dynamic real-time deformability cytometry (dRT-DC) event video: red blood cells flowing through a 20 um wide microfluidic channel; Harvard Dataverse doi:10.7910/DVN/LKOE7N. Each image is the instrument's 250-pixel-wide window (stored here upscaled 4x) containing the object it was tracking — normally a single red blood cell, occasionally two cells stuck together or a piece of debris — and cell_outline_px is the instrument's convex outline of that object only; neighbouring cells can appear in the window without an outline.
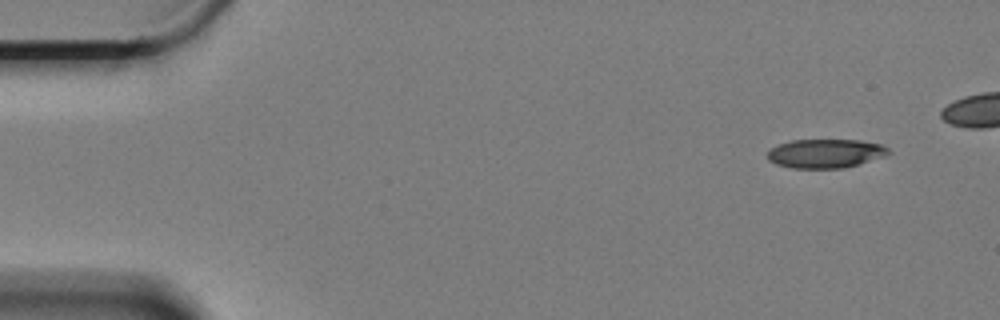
{"species": "Egyptian fruit bat (a non-hibernating species)", "species_latin": "Rousettus aegyptiacus", "temperature_condition": "cold", "stored_images_in_passage": 50, "camera_frame_rate_fps": 3000, "um_per_image_px": 0.085, "animal": {"sex": "female"}, "frame": {"image": 1, "passage_image": 1, "time_ms": 0.0, "image_size_px": [1000, 320], "cell_outline_px": [[892, 152], [888, 156], [844, 168], [792, 168], [776, 164], [768, 160], [768, 152], [772, 148], [780, 144], [792, 140], [860, 140], [884, 144]], "centroid_in_image_um": [70.24, 13.04], "position_along_channel_um": 14.8, "area_um2": 20.58}}
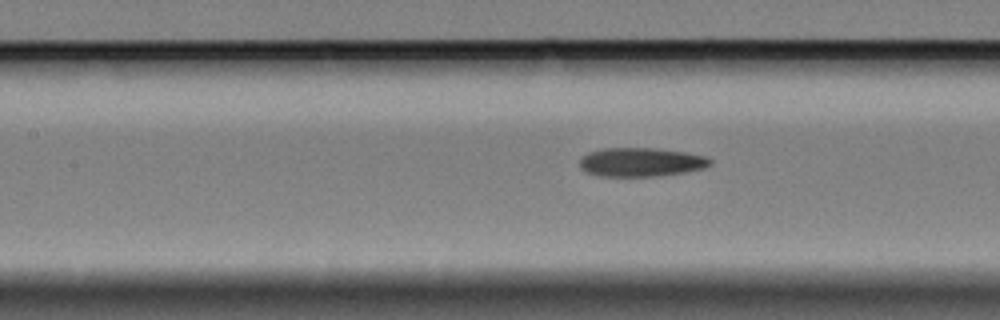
{"frame": {"image": 2, "passage_image": 23, "time_ms": 7.333, "image_size_px": [1000, 320], "cell_outline_px": [[712, 164], [704, 168], [684, 172], [656, 176], [600, 176], [584, 172], [580, 168], [580, 160], [588, 152], [604, 148], [652, 148], [684, 152], [704, 156], [712, 160]], "centroid_in_image_um": [54.46, 13.78], "position_along_channel_um": 152.9, "area_um2": 21.85}}
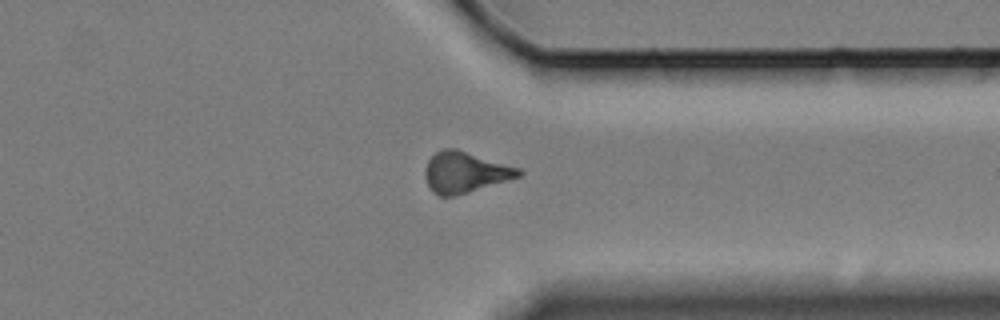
{"frame": {"image": 3, "passage_image": 43, "time_ms": 14.0, "image_size_px": [1000, 320], "cell_outline_px": [[524, 172], [520, 176], [508, 180], [456, 196], [440, 196], [432, 192], [428, 188], [424, 172], [428, 160], [436, 152], [444, 148], [456, 148], [520, 168]], "centroid_in_image_um": [39.51, 14.65], "position_along_channel_um": 371.9, "area_um2": 22.37}}